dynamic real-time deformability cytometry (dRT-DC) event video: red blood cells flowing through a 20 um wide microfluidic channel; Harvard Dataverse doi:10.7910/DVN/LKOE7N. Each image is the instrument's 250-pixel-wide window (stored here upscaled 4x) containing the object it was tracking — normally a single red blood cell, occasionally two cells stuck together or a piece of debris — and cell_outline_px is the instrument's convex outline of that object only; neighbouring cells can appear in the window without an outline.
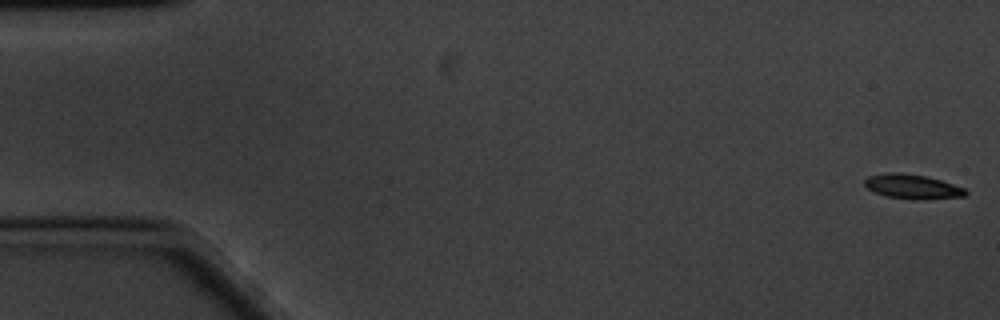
{"species": "common noctule bat (a hibernating species)", "species_latin": "Nyctalus noctula", "temperature_condition": "cold", "stored_images_in_passage": 15, "camera_frame_rate_fps": 3000, "um_per_image_px": 0.085, "animal": {"sex": "male", "body_mass_g": 20.1, "forearm_length_mm": 53.5}, "frame": {"image": 1, "passage_image": 1, "time_ms": 0.0, "image_size_px": [1000, 320], "cell_outline_px": [[968, 192], [964, 196], [924, 200], [912, 200], [888, 196], [876, 192], [868, 188], [864, 184], [864, 180], [868, 176], [888, 172], [896, 172], [928, 176], [964, 188]], "centroid_in_image_um": [77.56, 15.86], "position_along_channel_um": 7.4, "area_um2": 14.39}}